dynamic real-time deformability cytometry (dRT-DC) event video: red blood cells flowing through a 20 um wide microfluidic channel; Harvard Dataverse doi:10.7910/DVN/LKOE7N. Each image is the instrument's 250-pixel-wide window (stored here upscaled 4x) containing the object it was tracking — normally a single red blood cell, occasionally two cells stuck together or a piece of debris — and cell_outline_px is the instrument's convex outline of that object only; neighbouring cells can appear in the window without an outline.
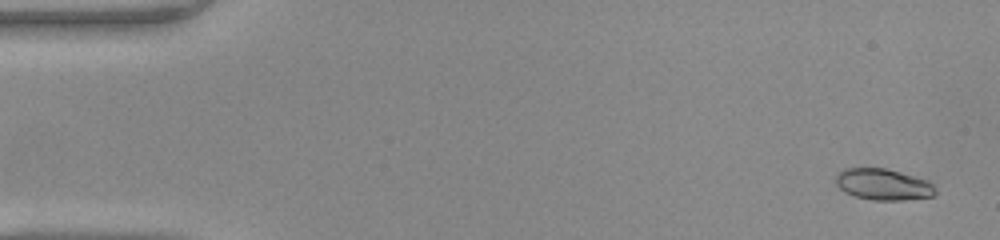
{"species": "common noctule bat (a hibernating species)", "species_latin": "Nyctalus noctula", "temperature_condition": "warm", "stored_images_in_passage": 48, "camera_frame_rate_fps": 3000, "um_per_image_px": 0.085, "animal": {"sex": "female", "body_mass_g": 22.0, "forearm_length_mm": 56.7}, "frame": {"image": 1, "passage_image": 2, "time_ms": 0.333, "image_size_px": [1000, 240], "cell_outline_px": [[936, 192], [932, 196], [904, 200], [872, 200], [856, 196], [844, 192], [836, 184], [836, 176], [844, 168], [884, 168], [900, 172], [928, 180], [936, 188]], "centroid_in_image_um": [75.08, 15.68], "position_along_channel_um": 9.9, "area_um2": 18.09}}
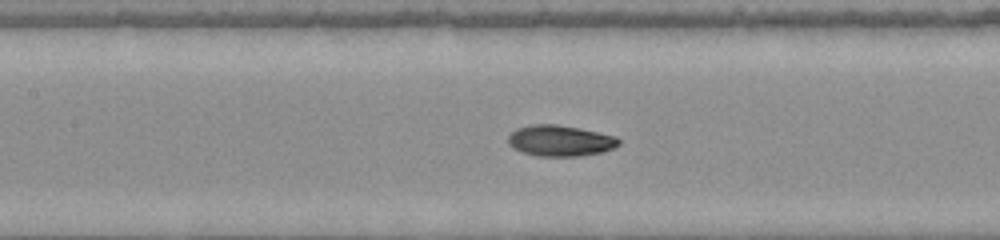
{"frame": {"image": 2, "passage_image": 22, "time_ms": 7.0, "image_size_px": [1000, 240], "cell_outline_px": [[620, 144], [612, 148], [600, 152], [580, 156], [536, 156], [512, 148], [508, 144], [508, 136], [516, 128], [532, 124], [556, 124], [580, 128], [616, 136], [620, 140]], "centroid_in_image_um": [47.59, 11.95], "position_along_channel_um": 159.8, "area_um2": 20.0}}
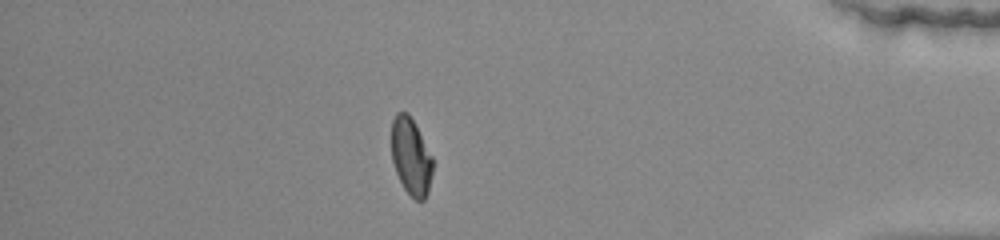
{"frame": {"image": 3, "passage_image": 42, "time_ms": 13.667, "image_size_px": [1000, 240], "cell_outline_px": [[432, 172], [428, 192], [424, 200], [416, 200], [404, 188], [396, 172], [392, 160], [392, 120], [396, 112], [408, 112], [432, 156]], "centroid_in_image_um": [34.92, 13.3], "position_along_channel_um": 400.3, "area_um2": 18.21}, "authors_computed_cell_mechanics": {"area_um2": 19.1896, "velocity_mm_per_s": 4.2267, "shape_relaxation_time_tau1_ms": 9.0135, "shape_relaxation_time_tau2_ms": 0.9242, "deformation_change_tau1": 0.2735, "deformation_change_tau2": 0.0479}}